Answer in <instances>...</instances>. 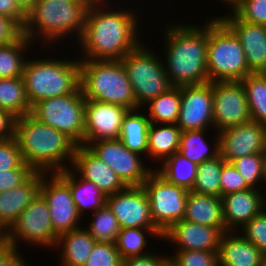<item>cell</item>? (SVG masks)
<instances>
[{
  "label": "cell",
  "mask_w": 266,
  "mask_h": 266,
  "mask_svg": "<svg viewBox=\"0 0 266 266\" xmlns=\"http://www.w3.org/2000/svg\"><path fill=\"white\" fill-rule=\"evenodd\" d=\"M113 1L90 4L84 31L76 45L77 50L81 49L79 59L121 60L144 42L141 35L147 34H141L139 30L143 28L138 21L145 14L138 12L139 7H130L129 0L124 4L123 0Z\"/></svg>",
  "instance_id": "1"
},
{
  "label": "cell",
  "mask_w": 266,
  "mask_h": 266,
  "mask_svg": "<svg viewBox=\"0 0 266 266\" xmlns=\"http://www.w3.org/2000/svg\"><path fill=\"white\" fill-rule=\"evenodd\" d=\"M167 25V26H166ZM163 36V62L172 86L209 82L207 73L208 19L201 26L172 21L159 30ZM165 58V59H164Z\"/></svg>",
  "instance_id": "2"
},
{
  "label": "cell",
  "mask_w": 266,
  "mask_h": 266,
  "mask_svg": "<svg viewBox=\"0 0 266 266\" xmlns=\"http://www.w3.org/2000/svg\"><path fill=\"white\" fill-rule=\"evenodd\" d=\"M89 6L85 0H36L26 12L22 34L34 43L33 49L39 42L38 49L41 45L45 48L49 46L51 52L57 53L53 50L56 43L60 42V47L67 48L63 46V41L66 43L72 37L74 43L80 40Z\"/></svg>",
  "instance_id": "3"
},
{
  "label": "cell",
  "mask_w": 266,
  "mask_h": 266,
  "mask_svg": "<svg viewBox=\"0 0 266 266\" xmlns=\"http://www.w3.org/2000/svg\"><path fill=\"white\" fill-rule=\"evenodd\" d=\"M14 138L24 163L33 171L43 173H58L69 168L78 146L66 133L38 121L31 114L16 119Z\"/></svg>",
  "instance_id": "4"
},
{
  "label": "cell",
  "mask_w": 266,
  "mask_h": 266,
  "mask_svg": "<svg viewBox=\"0 0 266 266\" xmlns=\"http://www.w3.org/2000/svg\"><path fill=\"white\" fill-rule=\"evenodd\" d=\"M57 57H27L22 78L31 106L43 99L74 93L80 87L79 58Z\"/></svg>",
  "instance_id": "5"
},
{
  "label": "cell",
  "mask_w": 266,
  "mask_h": 266,
  "mask_svg": "<svg viewBox=\"0 0 266 266\" xmlns=\"http://www.w3.org/2000/svg\"><path fill=\"white\" fill-rule=\"evenodd\" d=\"M80 60V87L85 99L137 109L121 60Z\"/></svg>",
  "instance_id": "6"
},
{
  "label": "cell",
  "mask_w": 266,
  "mask_h": 266,
  "mask_svg": "<svg viewBox=\"0 0 266 266\" xmlns=\"http://www.w3.org/2000/svg\"><path fill=\"white\" fill-rule=\"evenodd\" d=\"M216 15L208 18L207 73L210 82L241 81L251 72L243 46Z\"/></svg>",
  "instance_id": "7"
},
{
  "label": "cell",
  "mask_w": 266,
  "mask_h": 266,
  "mask_svg": "<svg viewBox=\"0 0 266 266\" xmlns=\"http://www.w3.org/2000/svg\"><path fill=\"white\" fill-rule=\"evenodd\" d=\"M148 47L143 42L121 59L132 86L137 109L143 108L150 100L173 87L166 74L162 55L154 53Z\"/></svg>",
  "instance_id": "8"
},
{
  "label": "cell",
  "mask_w": 266,
  "mask_h": 266,
  "mask_svg": "<svg viewBox=\"0 0 266 266\" xmlns=\"http://www.w3.org/2000/svg\"><path fill=\"white\" fill-rule=\"evenodd\" d=\"M4 239L7 245L18 249L21 243L41 250L55 248L58 235L54 232L48 204L40 193L4 232Z\"/></svg>",
  "instance_id": "9"
},
{
  "label": "cell",
  "mask_w": 266,
  "mask_h": 266,
  "mask_svg": "<svg viewBox=\"0 0 266 266\" xmlns=\"http://www.w3.org/2000/svg\"><path fill=\"white\" fill-rule=\"evenodd\" d=\"M85 101L81 87L74 93L43 99L32 106L30 114L38 121L66 133L84 145Z\"/></svg>",
  "instance_id": "10"
},
{
  "label": "cell",
  "mask_w": 266,
  "mask_h": 266,
  "mask_svg": "<svg viewBox=\"0 0 266 266\" xmlns=\"http://www.w3.org/2000/svg\"><path fill=\"white\" fill-rule=\"evenodd\" d=\"M154 224L165 233L175 222L183 220L188 190L169 183L155 169L143 182Z\"/></svg>",
  "instance_id": "11"
},
{
  "label": "cell",
  "mask_w": 266,
  "mask_h": 266,
  "mask_svg": "<svg viewBox=\"0 0 266 266\" xmlns=\"http://www.w3.org/2000/svg\"><path fill=\"white\" fill-rule=\"evenodd\" d=\"M88 148L104 161L126 186H142L154 170L152 163V167H149V163L144 161L145 157L130 151L120 139L99 140L92 142Z\"/></svg>",
  "instance_id": "12"
},
{
  "label": "cell",
  "mask_w": 266,
  "mask_h": 266,
  "mask_svg": "<svg viewBox=\"0 0 266 266\" xmlns=\"http://www.w3.org/2000/svg\"><path fill=\"white\" fill-rule=\"evenodd\" d=\"M40 194L48 204L54 232L58 236L81 227L84 218L77 211L69 185L57 173L42 174Z\"/></svg>",
  "instance_id": "13"
},
{
  "label": "cell",
  "mask_w": 266,
  "mask_h": 266,
  "mask_svg": "<svg viewBox=\"0 0 266 266\" xmlns=\"http://www.w3.org/2000/svg\"><path fill=\"white\" fill-rule=\"evenodd\" d=\"M212 88L213 126L217 133L251 121L248 101L241 81L212 82Z\"/></svg>",
  "instance_id": "14"
},
{
  "label": "cell",
  "mask_w": 266,
  "mask_h": 266,
  "mask_svg": "<svg viewBox=\"0 0 266 266\" xmlns=\"http://www.w3.org/2000/svg\"><path fill=\"white\" fill-rule=\"evenodd\" d=\"M106 204L122 228L159 229L152 219L150 203L142 186H127L108 195Z\"/></svg>",
  "instance_id": "15"
},
{
  "label": "cell",
  "mask_w": 266,
  "mask_h": 266,
  "mask_svg": "<svg viewBox=\"0 0 266 266\" xmlns=\"http://www.w3.org/2000/svg\"><path fill=\"white\" fill-rule=\"evenodd\" d=\"M177 125L181 131L212 129V82L181 86V106Z\"/></svg>",
  "instance_id": "16"
},
{
  "label": "cell",
  "mask_w": 266,
  "mask_h": 266,
  "mask_svg": "<svg viewBox=\"0 0 266 266\" xmlns=\"http://www.w3.org/2000/svg\"><path fill=\"white\" fill-rule=\"evenodd\" d=\"M129 109L111 103L86 99L84 146L99 140L119 139L121 125Z\"/></svg>",
  "instance_id": "17"
},
{
  "label": "cell",
  "mask_w": 266,
  "mask_h": 266,
  "mask_svg": "<svg viewBox=\"0 0 266 266\" xmlns=\"http://www.w3.org/2000/svg\"><path fill=\"white\" fill-rule=\"evenodd\" d=\"M220 155L226 162L247 155L264 153L266 149V125L249 121L218 133Z\"/></svg>",
  "instance_id": "18"
},
{
  "label": "cell",
  "mask_w": 266,
  "mask_h": 266,
  "mask_svg": "<svg viewBox=\"0 0 266 266\" xmlns=\"http://www.w3.org/2000/svg\"><path fill=\"white\" fill-rule=\"evenodd\" d=\"M226 12V15L221 12L218 17L238 37L250 72L266 73V25L245 22L232 10Z\"/></svg>",
  "instance_id": "19"
},
{
  "label": "cell",
  "mask_w": 266,
  "mask_h": 266,
  "mask_svg": "<svg viewBox=\"0 0 266 266\" xmlns=\"http://www.w3.org/2000/svg\"><path fill=\"white\" fill-rule=\"evenodd\" d=\"M226 228H212L187 220L175 222L164 234L162 241L175 246V251L195 250L218 252L220 239Z\"/></svg>",
  "instance_id": "20"
},
{
  "label": "cell",
  "mask_w": 266,
  "mask_h": 266,
  "mask_svg": "<svg viewBox=\"0 0 266 266\" xmlns=\"http://www.w3.org/2000/svg\"><path fill=\"white\" fill-rule=\"evenodd\" d=\"M222 202L226 232L240 231L266 208V194L262 190L250 188L228 193L222 196Z\"/></svg>",
  "instance_id": "21"
},
{
  "label": "cell",
  "mask_w": 266,
  "mask_h": 266,
  "mask_svg": "<svg viewBox=\"0 0 266 266\" xmlns=\"http://www.w3.org/2000/svg\"><path fill=\"white\" fill-rule=\"evenodd\" d=\"M71 168L84 180L94 183L106 196L127 187L118 175L87 146H77Z\"/></svg>",
  "instance_id": "22"
},
{
  "label": "cell",
  "mask_w": 266,
  "mask_h": 266,
  "mask_svg": "<svg viewBox=\"0 0 266 266\" xmlns=\"http://www.w3.org/2000/svg\"><path fill=\"white\" fill-rule=\"evenodd\" d=\"M42 174L34 171L22 184L0 193V229L3 232L40 193Z\"/></svg>",
  "instance_id": "23"
},
{
  "label": "cell",
  "mask_w": 266,
  "mask_h": 266,
  "mask_svg": "<svg viewBox=\"0 0 266 266\" xmlns=\"http://www.w3.org/2000/svg\"><path fill=\"white\" fill-rule=\"evenodd\" d=\"M218 260L219 266H266L264 253L238 231L223 233Z\"/></svg>",
  "instance_id": "24"
},
{
  "label": "cell",
  "mask_w": 266,
  "mask_h": 266,
  "mask_svg": "<svg viewBox=\"0 0 266 266\" xmlns=\"http://www.w3.org/2000/svg\"><path fill=\"white\" fill-rule=\"evenodd\" d=\"M95 243L96 240L89 234L85 226L60 234L54 248L60 252L58 254L60 256L59 265L83 266L88 261Z\"/></svg>",
  "instance_id": "25"
},
{
  "label": "cell",
  "mask_w": 266,
  "mask_h": 266,
  "mask_svg": "<svg viewBox=\"0 0 266 266\" xmlns=\"http://www.w3.org/2000/svg\"><path fill=\"white\" fill-rule=\"evenodd\" d=\"M184 220L212 228H225L222 198L189 191Z\"/></svg>",
  "instance_id": "26"
},
{
  "label": "cell",
  "mask_w": 266,
  "mask_h": 266,
  "mask_svg": "<svg viewBox=\"0 0 266 266\" xmlns=\"http://www.w3.org/2000/svg\"><path fill=\"white\" fill-rule=\"evenodd\" d=\"M57 174L69 185L77 211L82 218H85L83 215L95 212L106 203L105 193L94 183L81 178L71 167Z\"/></svg>",
  "instance_id": "27"
},
{
  "label": "cell",
  "mask_w": 266,
  "mask_h": 266,
  "mask_svg": "<svg viewBox=\"0 0 266 266\" xmlns=\"http://www.w3.org/2000/svg\"><path fill=\"white\" fill-rule=\"evenodd\" d=\"M181 132L177 124L150 123L147 158L156 163L154 169L179 151Z\"/></svg>",
  "instance_id": "28"
},
{
  "label": "cell",
  "mask_w": 266,
  "mask_h": 266,
  "mask_svg": "<svg viewBox=\"0 0 266 266\" xmlns=\"http://www.w3.org/2000/svg\"><path fill=\"white\" fill-rule=\"evenodd\" d=\"M211 131H214L212 141L209 140L210 138L207 140V136H211L208 135ZM216 133L215 130L209 129L182 131L178 152L198 165L206 160L214 159L220 155V138Z\"/></svg>",
  "instance_id": "29"
},
{
  "label": "cell",
  "mask_w": 266,
  "mask_h": 266,
  "mask_svg": "<svg viewBox=\"0 0 266 266\" xmlns=\"http://www.w3.org/2000/svg\"><path fill=\"white\" fill-rule=\"evenodd\" d=\"M150 120L142 108L129 110L123 119L119 139L130 151L147 158Z\"/></svg>",
  "instance_id": "30"
},
{
  "label": "cell",
  "mask_w": 266,
  "mask_h": 266,
  "mask_svg": "<svg viewBox=\"0 0 266 266\" xmlns=\"http://www.w3.org/2000/svg\"><path fill=\"white\" fill-rule=\"evenodd\" d=\"M163 232L160 229H144V228H122L117 239L115 246L120 254L122 260L134 257L143 256L151 251L147 248L149 245L148 238L159 241L163 238ZM147 248V250H145Z\"/></svg>",
  "instance_id": "31"
},
{
  "label": "cell",
  "mask_w": 266,
  "mask_h": 266,
  "mask_svg": "<svg viewBox=\"0 0 266 266\" xmlns=\"http://www.w3.org/2000/svg\"><path fill=\"white\" fill-rule=\"evenodd\" d=\"M180 106L181 87L173 86L165 93L150 100L142 110L146 112L150 123L177 124Z\"/></svg>",
  "instance_id": "32"
},
{
  "label": "cell",
  "mask_w": 266,
  "mask_h": 266,
  "mask_svg": "<svg viewBox=\"0 0 266 266\" xmlns=\"http://www.w3.org/2000/svg\"><path fill=\"white\" fill-rule=\"evenodd\" d=\"M33 44L22 34L14 42L0 46V79L22 77L25 61L35 46Z\"/></svg>",
  "instance_id": "33"
},
{
  "label": "cell",
  "mask_w": 266,
  "mask_h": 266,
  "mask_svg": "<svg viewBox=\"0 0 266 266\" xmlns=\"http://www.w3.org/2000/svg\"><path fill=\"white\" fill-rule=\"evenodd\" d=\"M197 167L198 164L175 152L155 170L169 183L191 191L196 180Z\"/></svg>",
  "instance_id": "34"
},
{
  "label": "cell",
  "mask_w": 266,
  "mask_h": 266,
  "mask_svg": "<svg viewBox=\"0 0 266 266\" xmlns=\"http://www.w3.org/2000/svg\"><path fill=\"white\" fill-rule=\"evenodd\" d=\"M0 109L9 111L15 117L30 114V105L22 77L0 79Z\"/></svg>",
  "instance_id": "35"
},
{
  "label": "cell",
  "mask_w": 266,
  "mask_h": 266,
  "mask_svg": "<svg viewBox=\"0 0 266 266\" xmlns=\"http://www.w3.org/2000/svg\"><path fill=\"white\" fill-rule=\"evenodd\" d=\"M241 83L245 89L251 120L266 125V73H250Z\"/></svg>",
  "instance_id": "36"
},
{
  "label": "cell",
  "mask_w": 266,
  "mask_h": 266,
  "mask_svg": "<svg viewBox=\"0 0 266 266\" xmlns=\"http://www.w3.org/2000/svg\"><path fill=\"white\" fill-rule=\"evenodd\" d=\"M225 162L221 155H219L214 159L206 160L199 164L196 180L191 191L221 198L220 178Z\"/></svg>",
  "instance_id": "37"
},
{
  "label": "cell",
  "mask_w": 266,
  "mask_h": 266,
  "mask_svg": "<svg viewBox=\"0 0 266 266\" xmlns=\"http://www.w3.org/2000/svg\"><path fill=\"white\" fill-rule=\"evenodd\" d=\"M90 214L92 216L91 221L85 227L89 234L98 242L115 243L121 227L108 205L105 203L101 208Z\"/></svg>",
  "instance_id": "38"
},
{
  "label": "cell",
  "mask_w": 266,
  "mask_h": 266,
  "mask_svg": "<svg viewBox=\"0 0 266 266\" xmlns=\"http://www.w3.org/2000/svg\"><path fill=\"white\" fill-rule=\"evenodd\" d=\"M231 163L243 176L245 182L250 188L262 190L263 186L264 188L266 187L264 153L240 157L233 160Z\"/></svg>",
  "instance_id": "39"
},
{
  "label": "cell",
  "mask_w": 266,
  "mask_h": 266,
  "mask_svg": "<svg viewBox=\"0 0 266 266\" xmlns=\"http://www.w3.org/2000/svg\"><path fill=\"white\" fill-rule=\"evenodd\" d=\"M169 255L173 266H219L218 252L207 251H174Z\"/></svg>",
  "instance_id": "40"
},
{
  "label": "cell",
  "mask_w": 266,
  "mask_h": 266,
  "mask_svg": "<svg viewBox=\"0 0 266 266\" xmlns=\"http://www.w3.org/2000/svg\"><path fill=\"white\" fill-rule=\"evenodd\" d=\"M121 263L122 259L115 243L96 241L88 261L83 266H121Z\"/></svg>",
  "instance_id": "41"
},
{
  "label": "cell",
  "mask_w": 266,
  "mask_h": 266,
  "mask_svg": "<svg viewBox=\"0 0 266 266\" xmlns=\"http://www.w3.org/2000/svg\"><path fill=\"white\" fill-rule=\"evenodd\" d=\"M232 11L245 22L266 25V0H241Z\"/></svg>",
  "instance_id": "42"
},
{
  "label": "cell",
  "mask_w": 266,
  "mask_h": 266,
  "mask_svg": "<svg viewBox=\"0 0 266 266\" xmlns=\"http://www.w3.org/2000/svg\"><path fill=\"white\" fill-rule=\"evenodd\" d=\"M264 254L266 253V208L238 231Z\"/></svg>",
  "instance_id": "43"
},
{
  "label": "cell",
  "mask_w": 266,
  "mask_h": 266,
  "mask_svg": "<svg viewBox=\"0 0 266 266\" xmlns=\"http://www.w3.org/2000/svg\"><path fill=\"white\" fill-rule=\"evenodd\" d=\"M24 164L16 139L0 140V172L20 169Z\"/></svg>",
  "instance_id": "44"
},
{
  "label": "cell",
  "mask_w": 266,
  "mask_h": 266,
  "mask_svg": "<svg viewBox=\"0 0 266 266\" xmlns=\"http://www.w3.org/2000/svg\"><path fill=\"white\" fill-rule=\"evenodd\" d=\"M220 183L221 198L228 193L250 189L243 176L230 162L223 164Z\"/></svg>",
  "instance_id": "45"
},
{
  "label": "cell",
  "mask_w": 266,
  "mask_h": 266,
  "mask_svg": "<svg viewBox=\"0 0 266 266\" xmlns=\"http://www.w3.org/2000/svg\"><path fill=\"white\" fill-rule=\"evenodd\" d=\"M33 172L26 163L20 169L0 172V193L22 184Z\"/></svg>",
  "instance_id": "46"
},
{
  "label": "cell",
  "mask_w": 266,
  "mask_h": 266,
  "mask_svg": "<svg viewBox=\"0 0 266 266\" xmlns=\"http://www.w3.org/2000/svg\"><path fill=\"white\" fill-rule=\"evenodd\" d=\"M151 251L143 256H134L122 260L121 266H166L169 263L168 253L163 254Z\"/></svg>",
  "instance_id": "47"
},
{
  "label": "cell",
  "mask_w": 266,
  "mask_h": 266,
  "mask_svg": "<svg viewBox=\"0 0 266 266\" xmlns=\"http://www.w3.org/2000/svg\"><path fill=\"white\" fill-rule=\"evenodd\" d=\"M22 35V28L11 18L0 15V46L10 44Z\"/></svg>",
  "instance_id": "48"
},
{
  "label": "cell",
  "mask_w": 266,
  "mask_h": 266,
  "mask_svg": "<svg viewBox=\"0 0 266 266\" xmlns=\"http://www.w3.org/2000/svg\"><path fill=\"white\" fill-rule=\"evenodd\" d=\"M0 15L13 19L21 28L24 26L26 13L14 0H0Z\"/></svg>",
  "instance_id": "49"
},
{
  "label": "cell",
  "mask_w": 266,
  "mask_h": 266,
  "mask_svg": "<svg viewBox=\"0 0 266 266\" xmlns=\"http://www.w3.org/2000/svg\"><path fill=\"white\" fill-rule=\"evenodd\" d=\"M15 117L9 111L0 109V140L12 139L15 137Z\"/></svg>",
  "instance_id": "50"
},
{
  "label": "cell",
  "mask_w": 266,
  "mask_h": 266,
  "mask_svg": "<svg viewBox=\"0 0 266 266\" xmlns=\"http://www.w3.org/2000/svg\"><path fill=\"white\" fill-rule=\"evenodd\" d=\"M25 257L21 249L6 245L0 251V266H17Z\"/></svg>",
  "instance_id": "51"
},
{
  "label": "cell",
  "mask_w": 266,
  "mask_h": 266,
  "mask_svg": "<svg viewBox=\"0 0 266 266\" xmlns=\"http://www.w3.org/2000/svg\"><path fill=\"white\" fill-rule=\"evenodd\" d=\"M17 5L26 13L36 2V0H14Z\"/></svg>",
  "instance_id": "52"
},
{
  "label": "cell",
  "mask_w": 266,
  "mask_h": 266,
  "mask_svg": "<svg viewBox=\"0 0 266 266\" xmlns=\"http://www.w3.org/2000/svg\"><path fill=\"white\" fill-rule=\"evenodd\" d=\"M218 1V0H217ZM241 0H220L218 2H221V5L223 6L226 5L228 6V10H232ZM223 3V4H222ZM227 3V4H226ZM230 8V9H229Z\"/></svg>",
  "instance_id": "53"
},
{
  "label": "cell",
  "mask_w": 266,
  "mask_h": 266,
  "mask_svg": "<svg viewBox=\"0 0 266 266\" xmlns=\"http://www.w3.org/2000/svg\"><path fill=\"white\" fill-rule=\"evenodd\" d=\"M87 1L89 4H97V3H105V2H109L110 0H85ZM113 1V0H111Z\"/></svg>",
  "instance_id": "54"
},
{
  "label": "cell",
  "mask_w": 266,
  "mask_h": 266,
  "mask_svg": "<svg viewBox=\"0 0 266 266\" xmlns=\"http://www.w3.org/2000/svg\"><path fill=\"white\" fill-rule=\"evenodd\" d=\"M25 259L26 258H24L17 266H31L29 261L27 262Z\"/></svg>",
  "instance_id": "55"
},
{
  "label": "cell",
  "mask_w": 266,
  "mask_h": 266,
  "mask_svg": "<svg viewBox=\"0 0 266 266\" xmlns=\"http://www.w3.org/2000/svg\"><path fill=\"white\" fill-rule=\"evenodd\" d=\"M7 245V243L5 242V239H0V251Z\"/></svg>",
  "instance_id": "56"
},
{
  "label": "cell",
  "mask_w": 266,
  "mask_h": 266,
  "mask_svg": "<svg viewBox=\"0 0 266 266\" xmlns=\"http://www.w3.org/2000/svg\"><path fill=\"white\" fill-rule=\"evenodd\" d=\"M264 155H265V185H266V149H265Z\"/></svg>",
  "instance_id": "57"
},
{
  "label": "cell",
  "mask_w": 266,
  "mask_h": 266,
  "mask_svg": "<svg viewBox=\"0 0 266 266\" xmlns=\"http://www.w3.org/2000/svg\"><path fill=\"white\" fill-rule=\"evenodd\" d=\"M4 238V232L0 229V239Z\"/></svg>",
  "instance_id": "58"
}]
</instances>
